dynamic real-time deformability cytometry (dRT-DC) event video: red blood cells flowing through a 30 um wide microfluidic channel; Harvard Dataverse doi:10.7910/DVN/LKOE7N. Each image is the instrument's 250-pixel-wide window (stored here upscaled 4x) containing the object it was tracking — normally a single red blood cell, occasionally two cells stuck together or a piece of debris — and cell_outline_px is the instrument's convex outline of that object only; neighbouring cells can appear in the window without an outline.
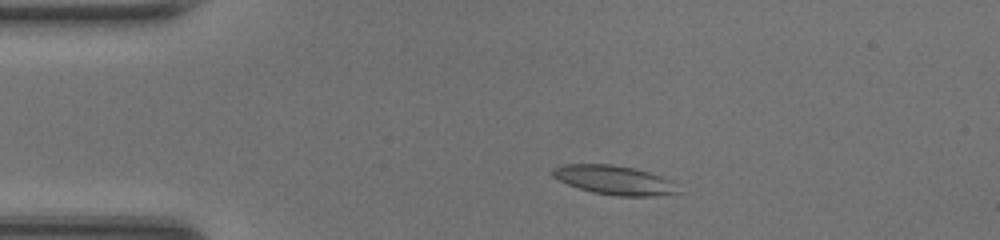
{"species": "common noctule bat (a hibernating species)", "species_latin": "Nyctalus noctula", "temperature_condition": "room temperature", "stored_images_in_passage": 44, "camera_frame_rate_fps": 3000, "um_per_image_px": 0.085, "animal": {"sex": "female", "body_mass_g": 20.0, "forearm_length_mm": 54.0}, "frame": {"image": 1, "passage_image": 6, "time_ms": 1.667, "image_size_px": [1000, 240], "cell_outline_px": [[680, 192], [652, 196], [616, 196], [592, 192], [568, 184], [552, 176], [552, 168], [564, 164], [612, 164], [636, 168], [672, 180]], "centroid_in_image_um": [52.21, 15.3], "position_along_channel_um": 32.8, "area_um2": 21.21}}
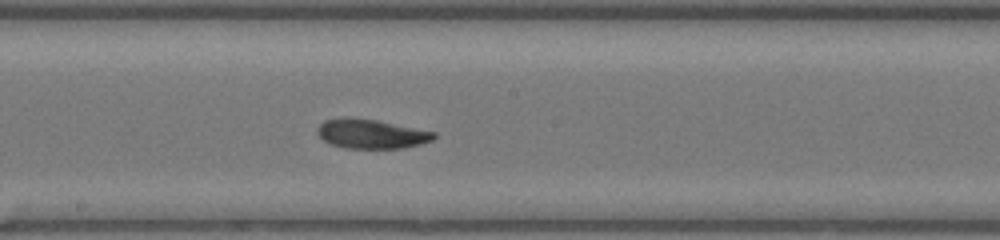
{"frame": {"image": 2, "passage_image": 22, "time_ms": 7.0, "image_size_px": [1000, 240], "cell_outline_px": [[436, 136], [432, 140], [420, 144], [404, 148], [344, 148], [328, 144], [316, 132], [316, 128], [324, 120], [340, 116], [348, 116], [376, 120], [436, 132]], "centroid_in_image_um": [31.5, 11.36], "position_along_channel_um": 216.7, "area_um2": 20.17}}
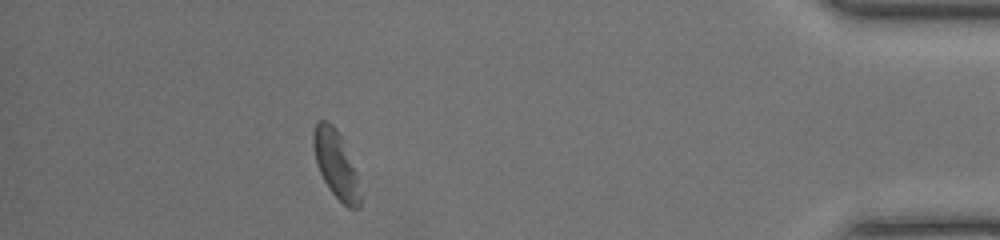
{"frame": {"image": 3, "passage_image": 39, "time_ms": 12.667, "image_size_px": [1000, 240], "cell_outline_px": [[360, 208], [348, 208], [328, 188], [316, 164], [312, 144], [312, 132], [316, 120], [328, 120], [336, 128], [340, 136], [356, 172], [360, 196]], "centroid_in_image_um": [28.5, 13.92], "position_along_channel_um": 406.7, "area_um2": 18.21}, "authors_computed_cell_mechanics": {"area_um2": 20.0566, "velocity_mm_per_s": 4.2996, "shape_relaxation_time_tau1_ms": 3.14, "shape_relaxation_time_tau2_ms": 3.2032, "deformation_change_tau1": 0.1302, "deformation_change_tau2": 0.11}}